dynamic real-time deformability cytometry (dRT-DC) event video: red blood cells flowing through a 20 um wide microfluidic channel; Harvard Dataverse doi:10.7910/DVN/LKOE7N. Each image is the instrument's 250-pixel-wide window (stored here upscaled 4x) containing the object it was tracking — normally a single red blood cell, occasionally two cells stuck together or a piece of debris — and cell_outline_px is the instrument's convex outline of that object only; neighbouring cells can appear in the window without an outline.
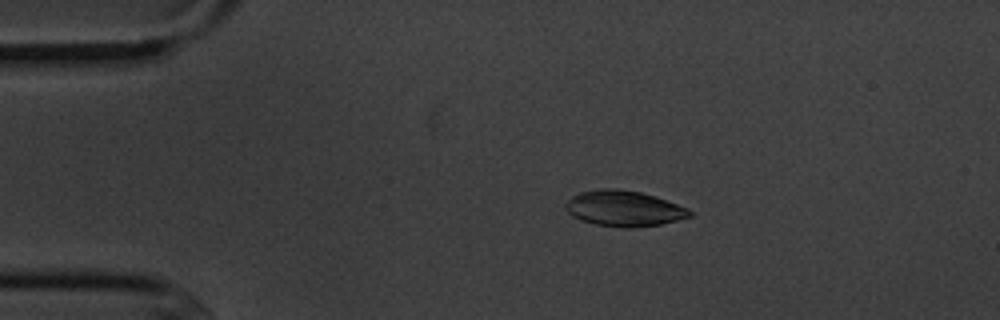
{"species": "common noctule bat (a hibernating species)", "species_latin": "Nyctalus noctula", "temperature_condition": "cold", "stored_images_in_passage": 5, "camera_frame_rate_fps": 3000, "um_per_image_px": 0.085, "animal": {"sex": "male", "body_mass_g": 20.1, "forearm_length_mm": 53.5}, "frame": {"image": 1, "passage_image": 3, "time_ms": 2.333, "image_size_px": [1000, 320], "cell_outline_px": [[692, 216], [660, 224], [636, 228], [624, 228], [596, 224], [580, 220], [572, 216], [564, 208], [564, 204], [572, 196], [580, 192], [600, 188], [620, 188], [640, 192], [656, 196], [688, 208], [692, 212]], "centroid_in_image_um": [53.01, 17.71], "position_along_channel_um": 32.0, "area_um2": 26.01}}
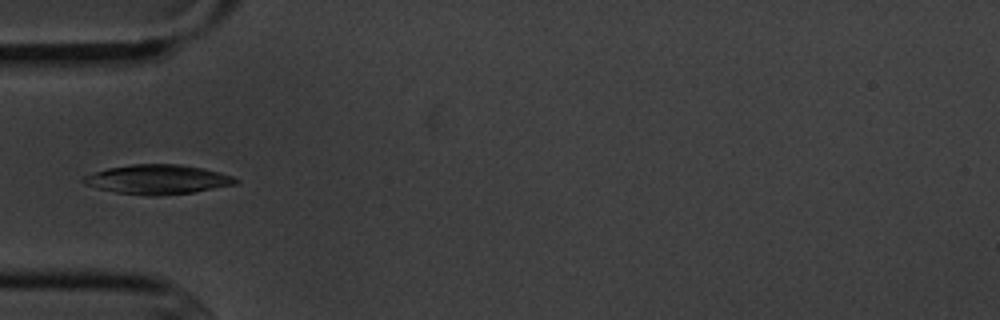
{"frame": {"image": 2, "passage_image": 5, "time_ms": 4.667, "image_size_px": [1000, 320], "cell_outline_px": [[240, 180], [236, 184], [192, 192], [160, 196], [148, 196], [112, 192], [84, 184], [80, 180], [84, 176], [108, 168], [132, 164], [180, 164], [204, 168], [220, 172], [232, 176]], "centroid_in_image_um": [13.39, 15.25], "position_along_channel_um": 71.6, "area_um2": 26.18}}